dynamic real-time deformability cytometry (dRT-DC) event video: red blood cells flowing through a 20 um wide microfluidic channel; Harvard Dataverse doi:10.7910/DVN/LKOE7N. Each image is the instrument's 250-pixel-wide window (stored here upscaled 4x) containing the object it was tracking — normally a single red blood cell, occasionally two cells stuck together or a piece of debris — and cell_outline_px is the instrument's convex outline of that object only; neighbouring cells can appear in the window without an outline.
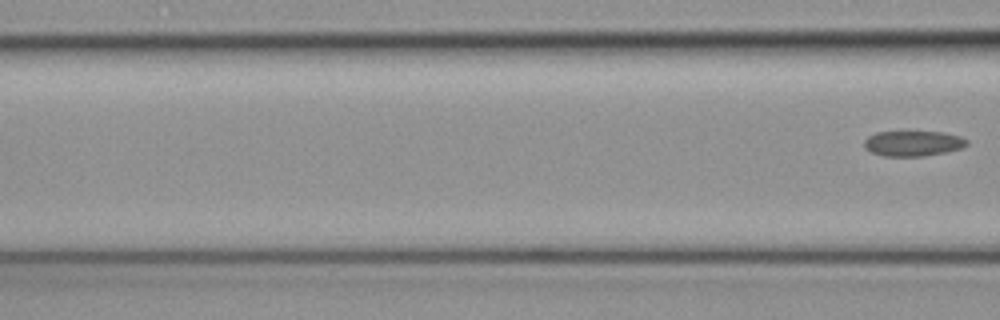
{"species": "common noctule bat (a hibernating species)", "species_latin": "Nyctalus noctula", "temperature_condition": "cold", "stored_images_in_passage": 3, "camera_frame_rate_fps": 3000, "um_per_image_px": 0.085, "animal": {"sex": "female", "body_mass_g": 19.3, "forearm_length_mm": 54.1}, "frame": {"image": 1, "passage_image": 3, "time_ms": 0.667, "image_size_px": [1000, 320], "cell_outline_px": [[968, 144], [960, 148], [944, 152], [924, 156], [884, 156], [872, 152], [864, 148], [864, 140], [868, 136], [876, 132], [940, 132], [960, 136], [968, 140]], "centroid_in_image_um": [77.58, 12.19], "position_along_channel_um": 89.0, "area_um2": 15.03}}